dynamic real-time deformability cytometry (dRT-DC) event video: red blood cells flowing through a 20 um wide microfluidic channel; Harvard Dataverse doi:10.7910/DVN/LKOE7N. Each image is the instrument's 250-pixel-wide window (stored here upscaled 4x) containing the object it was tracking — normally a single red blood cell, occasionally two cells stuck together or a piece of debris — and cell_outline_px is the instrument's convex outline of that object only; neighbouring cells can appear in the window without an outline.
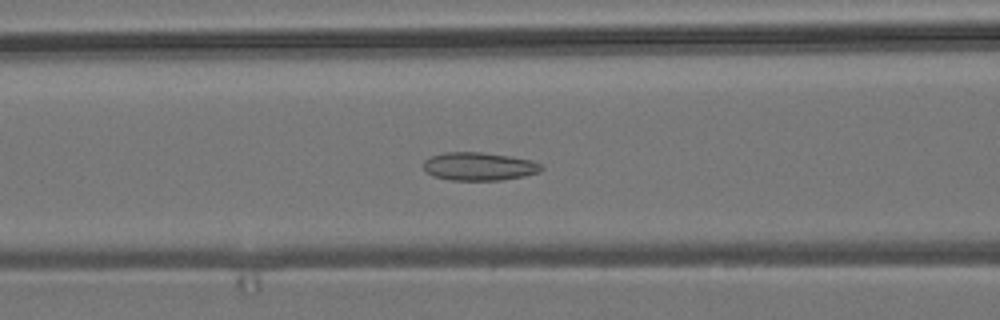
{"species": "common noctule bat (a hibernating species)", "species_latin": "Nyctalus noctula", "temperature_condition": "room temperature", "stored_images_in_passage": 54, "camera_frame_rate_fps": 3000, "um_per_image_px": 0.085, "animal": {"sex": "male", "body_mass_g": 19.2, "forearm_length_mm": 51.8}, "frame": {"image": 1, "passage_image": 22, "time_ms": 7.0, "image_size_px": [1000, 320], "cell_outline_px": [[544, 168], [540, 172], [524, 176], [500, 180], [452, 180], [432, 176], [424, 168], [424, 160], [432, 156], [444, 152], [480, 152], [512, 156], [532, 160], [544, 164]], "centroid_in_image_um": [40.77, 14.14], "position_along_channel_um": 125.8, "area_um2": 19.48}}
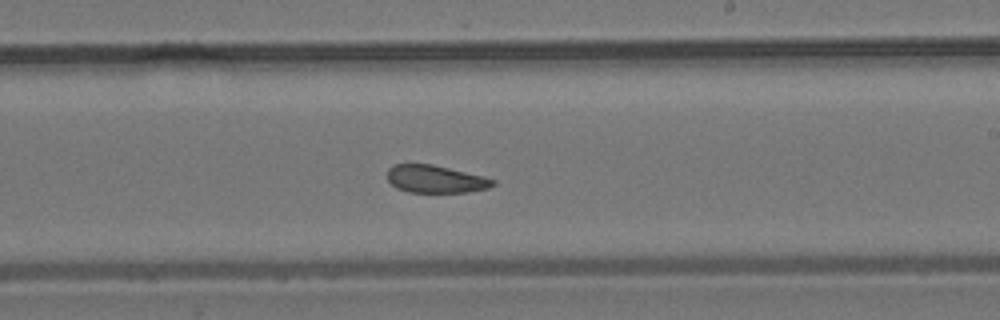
{"frame": {"image": 2, "passage_image": 32, "time_ms": 10.333, "image_size_px": [1000, 320], "cell_outline_px": [[496, 184], [488, 188], [468, 192], [408, 192], [396, 188], [388, 180], [388, 168], [392, 164], [432, 164], [484, 176], [496, 180]], "centroid_in_image_um": [37.03, 15.22], "position_along_channel_um": 252.0, "area_um2": 17.05}}
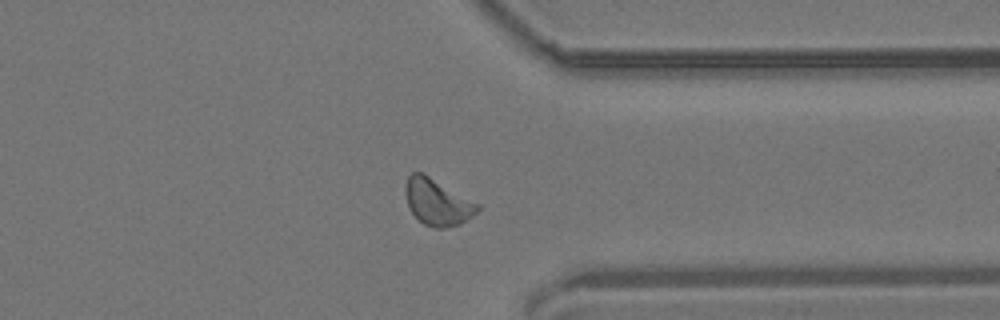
{"frame": {"image": 3, "passage_image": 42, "time_ms": 13.667, "image_size_px": [1000, 320], "cell_outline_px": [[480, 208], [472, 216], [460, 224], [444, 228], [436, 228], [424, 224], [408, 208], [404, 192], [404, 188], [408, 176], [412, 172], [420, 172], [428, 176], [480, 204]], "centroid_in_image_um": [37.16, 17.18], "position_along_channel_um": 374.2, "area_um2": 19.31}, "authors_computed_cell_mechanics": {"area_um2": 18.8428, "velocity_mm_per_s": 3.7861, "shape_relaxation_time_tau1_ms": null, "shape_relaxation_time_tau2_ms": 2.5321, "deformation_change_tau1": null, "deformation_change_tau2": 0.0901}}